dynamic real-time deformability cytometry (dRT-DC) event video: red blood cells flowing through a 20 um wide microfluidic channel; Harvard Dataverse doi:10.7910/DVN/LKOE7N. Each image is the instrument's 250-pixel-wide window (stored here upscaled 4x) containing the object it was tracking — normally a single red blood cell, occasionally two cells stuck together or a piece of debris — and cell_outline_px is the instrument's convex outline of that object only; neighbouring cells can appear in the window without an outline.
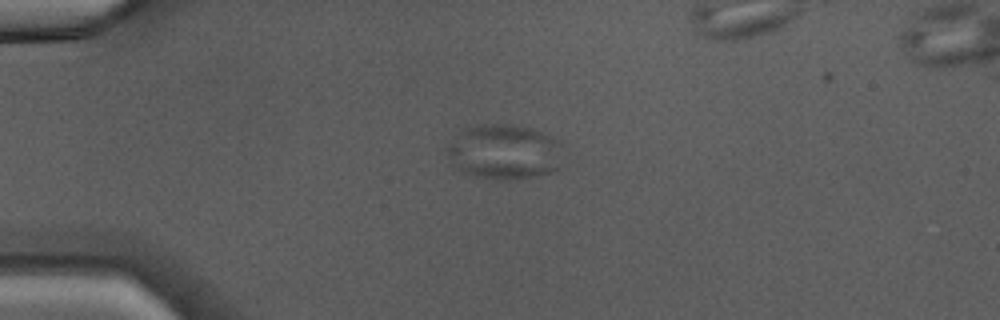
{"species": "Egyptian fruit bat (a non-hibernating species)", "species_latin": "Rousettus aegyptiacus", "temperature_condition": "warm", "stored_images_in_passage": 36, "camera_frame_rate_fps": 3000, "um_per_image_px": 0.085, "animal": {"sex": "male"}, "frame": {"image": 1, "passage_image": 1, "time_ms": 0.0, "image_size_px": [1000, 320], "cell_outline_px": [[560, 168], [556, 172], [536, 176], [504, 180], [500, 180], [476, 176], [464, 172], [456, 168], [452, 164], [448, 156], [448, 148], [464, 128], [484, 124], [508, 124], [528, 128], [552, 136], [560, 140]], "centroid_in_image_um": [42.91, 12.93], "position_along_channel_um": 42.1, "area_um2": 36.88}}
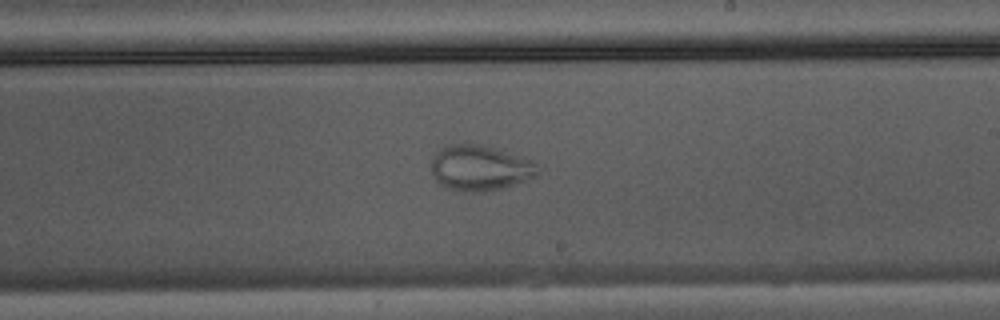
{"frame": {"image": 2, "passage_image": 17, "time_ms": 5.333, "image_size_px": [1000, 320], "cell_outline_px": [[540, 172], [536, 176], [504, 188], [488, 192], [460, 192], [444, 188], [436, 180], [432, 172], [432, 156], [440, 148], [448, 144], [484, 144], [536, 160]], "centroid_in_image_um": [40.83, 14.28], "position_along_channel_um": 248.2, "area_um2": 29.02}}
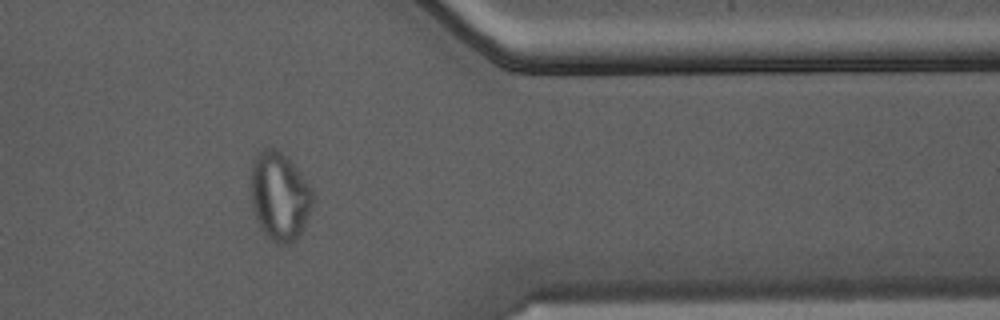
{"frame": {"image": 3, "passage_image": 27, "time_ms": 8.667, "image_size_px": [1000, 320], "cell_outline_px": [[312, 204], [304, 228], [292, 240], [284, 244], [280, 244], [272, 240], [264, 232], [256, 220], [252, 204], [252, 160], [256, 152], [264, 148], [272, 148], [280, 152], [292, 164], [308, 184], [312, 192]], "centroid_in_image_um": [23.73, 16.67], "position_along_channel_um": 387.7, "area_um2": 30.98}}